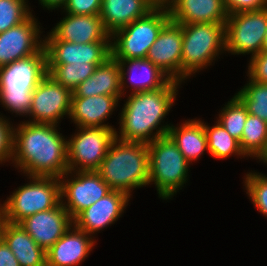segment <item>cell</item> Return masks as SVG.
I'll return each instance as SVG.
<instances>
[{
  "mask_svg": "<svg viewBox=\"0 0 267 266\" xmlns=\"http://www.w3.org/2000/svg\"><path fill=\"white\" fill-rule=\"evenodd\" d=\"M59 180L61 204L72 219L111 191L96 171L68 170Z\"/></svg>",
  "mask_w": 267,
  "mask_h": 266,
  "instance_id": "8fae6325",
  "label": "cell"
},
{
  "mask_svg": "<svg viewBox=\"0 0 267 266\" xmlns=\"http://www.w3.org/2000/svg\"><path fill=\"white\" fill-rule=\"evenodd\" d=\"M38 24L31 15L21 24L0 33V67L36 54L44 46Z\"/></svg>",
  "mask_w": 267,
  "mask_h": 266,
  "instance_id": "5bb4252c",
  "label": "cell"
},
{
  "mask_svg": "<svg viewBox=\"0 0 267 266\" xmlns=\"http://www.w3.org/2000/svg\"><path fill=\"white\" fill-rule=\"evenodd\" d=\"M96 95L122 96L119 62L112 55L72 91V97Z\"/></svg>",
  "mask_w": 267,
  "mask_h": 266,
  "instance_id": "cb8c5ba5",
  "label": "cell"
},
{
  "mask_svg": "<svg viewBox=\"0 0 267 266\" xmlns=\"http://www.w3.org/2000/svg\"><path fill=\"white\" fill-rule=\"evenodd\" d=\"M1 238L13 252L20 266H46V251L20 224L3 220Z\"/></svg>",
  "mask_w": 267,
  "mask_h": 266,
  "instance_id": "d4e9b609",
  "label": "cell"
},
{
  "mask_svg": "<svg viewBox=\"0 0 267 266\" xmlns=\"http://www.w3.org/2000/svg\"><path fill=\"white\" fill-rule=\"evenodd\" d=\"M180 84L170 80L158 90L129 94L120 113V132H116V137L123 141L149 144L167 135L172 124L162 126L161 122L169 114ZM154 130L156 132L153 133Z\"/></svg>",
  "mask_w": 267,
  "mask_h": 266,
  "instance_id": "7a4b0ae2",
  "label": "cell"
},
{
  "mask_svg": "<svg viewBox=\"0 0 267 266\" xmlns=\"http://www.w3.org/2000/svg\"><path fill=\"white\" fill-rule=\"evenodd\" d=\"M78 128V132L67 140L68 169L70 171H97L118 131L116 128Z\"/></svg>",
  "mask_w": 267,
  "mask_h": 266,
  "instance_id": "30bf717a",
  "label": "cell"
},
{
  "mask_svg": "<svg viewBox=\"0 0 267 266\" xmlns=\"http://www.w3.org/2000/svg\"><path fill=\"white\" fill-rule=\"evenodd\" d=\"M260 161H263L267 165V148L265 150V153L259 158Z\"/></svg>",
  "mask_w": 267,
  "mask_h": 266,
  "instance_id": "ab89813d",
  "label": "cell"
},
{
  "mask_svg": "<svg viewBox=\"0 0 267 266\" xmlns=\"http://www.w3.org/2000/svg\"><path fill=\"white\" fill-rule=\"evenodd\" d=\"M239 145L246 157L259 159L267 148V122L248 114Z\"/></svg>",
  "mask_w": 267,
  "mask_h": 266,
  "instance_id": "4316f807",
  "label": "cell"
},
{
  "mask_svg": "<svg viewBox=\"0 0 267 266\" xmlns=\"http://www.w3.org/2000/svg\"><path fill=\"white\" fill-rule=\"evenodd\" d=\"M117 61L120 67V88L122 95L125 94L124 90L129 87L127 83L130 81V85L133 87L131 93H137L158 90L163 88L171 80L162 70L146 58ZM126 78L129 80L128 82H126Z\"/></svg>",
  "mask_w": 267,
  "mask_h": 266,
  "instance_id": "44dd1931",
  "label": "cell"
},
{
  "mask_svg": "<svg viewBox=\"0 0 267 266\" xmlns=\"http://www.w3.org/2000/svg\"><path fill=\"white\" fill-rule=\"evenodd\" d=\"M170 19L179 24L226 23L224 0H167Z\"/></svg>",
  "mask_w": 267,
  "mask_h": 266,
  "instance_id": "ffe728a7",
  "label": "cell"
},
{
  "mask_svg": "<svg viewBox=\"0 0 267 266\" xmlns=\"http://www.w3.org/2000/svg\"><path fill=\"white\" fill-rule=\"evenodd\" d=\"M8 119L0 115V163L9 161L13 155V128Z\"/></svg>",
  "mask_w": 267,
  "mask_h": 266,
  "instance_id": "836d02e7",
  "label": "cell"
},
{
  "mask_svg": "<svg viewBox=\"0 0 267 266\" xmlns=\"http://www.w3.org/2000/svg\"><path fill=\"white\" fill-rule=\"evenodd\" d=\"M72 91L56 82L48 74L33 91L28 112L31 123L59 124L60 119L70 115Z\"/></svg>",
  "mask_w": 267,
  "mask_h": 266,
  "instance_id": "7c38bea8",
  "label": "cell"
},
{
  "mask_svg": "<svg viewBox=\"0 0 267 266\" xmlns=\"http://www.w3.org/2000/svg\"><path fill=\"white\" fill-rule=\"evenodd\" d=\"M3 219L0 216V239H1V231H2Z\"/></svg>",
  "mask_w": 267,
  "mask_h": 266,
  "instance_id": "b9f144b4",
  "label": "cell"
},
{
  "mask_svg": "<svg viewBox=\"0 0 267 266\" xmlns=\"http://www.w3.org/2000/svg\"><path fill=\"white\" fill-rule=\"evenodd\" d=\"M224 106L217 121L231 136L240 141L248 115L247 108L236 95Z\"/></svg>",
  "mask_w": 267,
  "mask_h": 266,
  "instance_id": "4dcf8cb0",
  "label": "cell"
},
{
  "mask_svg": "<svg viewBox=\"0 0 267 266\" xmlns=\"http://www.w3.org/2000/svg\"><path fill=\"white\" fill-rule=\"evenodd\" d=\"M74 224L46 251V266H78L88 257L95 239Z\"/></svg>",
  "mask_w": 267,
  "mask_h": 266,
  "instance_id": "d6986e66",
  "label": "cell"
},
{
  "mask_svg": "<svg viewBox=\"0 0 267 266\" xmlns=\"http://www.w3.org/2000/svg\"><path fill=\"white\" fill-rule=\"evenodd\" d=\"M179 126L175 127L172 124L167 135L191 164L192 161H197L201 154L208 150L204 125L199 119H188Z\"/></svg>",
  "mask_w": 267,
  "mask_h": 266,
  "instance_id": "484cf974",
  "label": "cell"
},
{
  "mask_svg": "<svg viewBox=\"0 0 267 266\" xmlns=\"http://www.w3.org/2000/svg\"><path fill=\"white\" fill-rule=\"evenodd\" d=\"M169 20L166 4L158 3L145 16L111 35V55L116 60L146 58L149 48Z\"/></svg>",
  "mask_w": 267,
  "mask_h": 266,
  "instance_id": "8992f818",
  "label": "cell"
},
{
  "mask_svg": "<svg viewBox=\"0 0 267 266\" xmlns=\"http://www.w3.org/2000/svg\"><path fill=\"white\" fill-rule=\"evenodd\" d=\"M122 96L96 95L90 97H72L69 118L77 127H101L114 129L105 124ZM111 114V115H110ZM108 117V118H107ZM104 123V124H103Z\"/></svg>",
  "mask_w": 267,
  "mask_h": 266,
  "instance_id": "7402d4cb",
  "label": "cell"
},
{
  "mask_svg": "<svg viewBox=\"0 0 267 266\" xmlns=\"http://www.w3.org/2000/svg\"><path fill=\"white\" fill-rule=\"evenodd\" d=\"M267 175L249 172L244 176V186L254 206L267 217Z\"/></svg>",
  "mask_w": 267,
  "mask_h": 266,
  "instance_id": "d6a6232c",
  "label": "cell"
},
{
  "mask_svg": "<svg viewBox=\"0 0 267 266\" xmlns=\"http://www.w3.org/2000/svg\"><path fill=\"white\" fill-rule=\"evenodd\" d=\"M44 38L59 39L77 44L111 42V34L105 29L100 15H74L68 13Z\"/></svg>",
  "mask_w": 267,
  "mask_h": 266,
  "instance_id": "ac0fdd59",
  "label": "cell"
},
{
  "mask_svg": "<svg viewBox=\"0 0 267 266\" xmlns=\"http://www.w3.org/2000/svg\"><path fill=\"white\" fill-rule=\"evenodd\" d=\"M19 224L47 251L73 225V219L60 202L55 208L28 216Z\"/></svg>",
  "mask_w": 267,
  "mask_h": 266,
  "instance_id": "2e32d148",
  "label": "cell"
},
{
  "mask_svg": "<svg viewBox=\"0 0 267 266\" xmlns=\"http://www.w3.org/2000/svg\"><path fill=\"white\" fill-rule=\"evenodd\" d=\"M96 67L94 63L47 64V74L73 91L81 82L92 76Z\"/></svg>",
  "mask_w": 267,
  "mask_h": 266,
  "instance_id": "f1b7e54d",
  "label": "cell"
},
{
  "mask_svg": "<svg viewBox=\"0 0 267 266\" xmlns=\"http://www.w3.org/2000/svg\"><path fill=\"white\" fill-rule=\"evenodd\" d=\"M246 106L248 114L267 122V84L249 82L235 94Z\"/></svg>",
  "mask_w": 267,
  "mask_h": 266,
  "instance_id": "f546056e",
  "label": "cell"
},
{
  "mask_svg": "<svg viewBox=\"0 0 267 266\" xmlns=\"http://www.w3.org/2000/svg\"><path fill=\"white\" fill-rule=\"evenodd\" d=\"M129 200L130 197L126 193L111 190L90 207L81 211L73 219V224L92 236L118 220Z\"/></svg>",
  "mask_w": 267,
  "mask_h": 266,
  "instance_id": "e0dca14e",
  "label": "cell"
},
{
  "mask_svg": "<svg viewBox=\"0 0 267 266\" xmlns=\"http://www.w3.org/2000/svg\"><path fill=\"white\" fill-rule=\"evenodd\" d=\"M102 0H67L63 9L74 15H99Z\"/></svg>",
  "mask_w": 267,
  "mask_h": 266,
  "instance_id": "e575fe53",
  "label": "cell"
},
{
  "mask_svg": "<svg viewBox=\"0 0 267 266\" xmlns=\"http://www.w3.org/2000/svg\"><path fill=\"white\" fill-rule=\"evenodd\" d=\"M203 125L207 138V151L211 156L218 159H225L232 154L245 157V154L241 151L239 141L231 136L218 121L212 127L206 125L204 121Z\"/></svg>",
  "mask_w": 267,
  "mask_h": 266,
  "instance_id": "83f0119b",
  "label": "cell"
},
{
  "mask_svg": "<svg viewBox=\"0 0 267 266\" xmlns=\"http://www.w3.org/2000/svg\"><path fill=\"white\" fill-rule=\"evenodd\" d=\"M47 64H102L111 56V42L70 43L44 39Z\"/></svg>",
  "mask_w": 267,
  "mask_h": 266,
  "instance_id": "9a60e30c",
  "label": "cell"
},
{
  "mask_svg": "<svg viewBox=\"0 0 267 266\" xmlns=\"http://www.w3.org/2000/svg\"><path fill=\"white\" fill-rule=\"evenodd\" d=\"M0 266H20L13 252L2 238L0 239Z\"/></svg>",
  "mask_w": 267,
  "mask_h": 266,
  "instance_id": "74e56055",
  "label": "cell"
},
{
  "mask_svg": "<svg viewBox=\"0 0 267 266\" xmlns=\"http://www.w3.org/2000/svg\"><path fill=\"white\" fill-rule=\"evenodd\" d=\"M96 172L111 190L122 191L131 198L134 188L149 185L148 145L115 137Z\"/></svg>",
  "mask_w": 267,
  "mask_h": 266,
  "instance_id": "3957f363",
  "label": "cell"
},
{
  "mask_svg": "<svg viewBox=\"0 0 267 266\" xmlns=\"http://www.w3.org/2000/svg\"><path fill=\"white\" fill-rule=\"evenodd\" d=\"M229 14L258 10L267 7V0H224Z\"/></svg>",
  "mask_w": 267,
  "mask_h": 266,
  "instance_id": "8d00e7d4",
  "label": "cell"
},
{
  "mask_svg": "<svg viewBox=\"0 0 267 266\" xmlns=\"http://www.w3.org/2000/svg\"><path fill=\"white\" fill-rule=\"evenodd\" d=\"M55 124L20 122L13 130L12 163L26 176H63L68 169L67 138Z\"/></svg>",
  "mask_w": 267,
  "mask_h": 266,
  "instance_id": "6da1fadb",
  "label": "cell"
},
{
  "mask_svg": "<svg viewBox=\"0 0 267 266\" xmlns=\"http://www.w3.org/2000/svg\"><path fill=\"white\" fill-rule=\"evenodd\" d=\"M30 182L0 204L4 221L19 224L26 217L55 208L61 202L60 180L56 177L29 176Z\"/></svg>",
  "mask_w": 267,
  "mask_h": 266,
  "instance_id": "ba28073f",
  "label": "cell"
},
{
  "mask_svg": "<svg viewBox=\"0 0 267 266\" xmlns=\"http://www.w3.org/2000/svg\"><path fill=\"white\" fill-rule=\"evenodd\" d=\"M31 15L27 0H0V33L21 24Z\"/></svg>",
  "mask_w": 267,
  "mask_h": 266,
  "instance_id": "1f68e13d",
  "label": "cell"
},
{
  "mask_svg": "<svg viewBox=\"0 0 267 266\" xmlns=\"http://www.w3.org/2000/svg\"><path fill=\"white\" fill-rule=\"evenodd\" d=\"M262 51H267V31H266Z\"/></svg>",
  "mask_w": 267,
  "mask_h": 266,
  "instance_id": "60d3db41",
  "label": "cell"
},
{
  "mask_svg": "<svg viewBox=\"0 0 267 266\" xmlns=\"http://www.w3.org/2000/svg\"><path fill=\"white\" fill-rule=\"evenodd\" d=\"M147 145L149 184H155L161 199H171L188 181L190 163L168 135L156 138Z\"/></svg>",
  "mask_w": 267,
  "mask_h": 266,
  "instance_id": "52a82bcc",
  "label": "cell"
},
{
  "mask_svg": "<svg viewBox=\"0 0 267 266\" xmlns=\"http://www.w3.org/2000/svg\"><path fill=\"white\" fill-rule=\"evenodd\" d=\"M67 0H39L43 8H47V10H55L57 8H63Z\"/></svg>",
  "mask_w": 267,
  "mask_h": 266,
  "instance_id": "f35d334b",
  "label": "cell"
},
{
  "mask_svg": "<svg viewBox=\"0 0 267 266\" xmlns=\"http://www.w3.org/2000/svg\"><path fill=\"white\" fill-rule=\"evenodd\" d=\"M44 46L29 57L0 67V102L16 115L28 116L35 88L47 75Z\"/></svg>",
  "mask_w": 267,
  "mask_h": 266,
  "instance_id": "277c9868",
  "label": "cell"
},
{
  "mask_svg": "<svg viewBox=\"0 0 267 266\" xmlns=\"http://www.w3.org/2000/svg\"><path fill=\"white\" fill-rule=\"evenodd\" d=\"M267 31V7L232 13L225 23V50L233 55L251 53V58L262 51Z\"/></svg>",
  "mask_w": 267,
  "mask_h": 266,
  "instance_id": "9c48e42d",
  "label": "cell"
},
{
  "mask_svg": "<svg viewBox=\"0 0 267 266\" xmlns=\"http://www.w3.org/2000/svg\"><path fill=\"white\" fill-rule=\"evenodd\" d=\"M247 73L251 80L267 84V51H261L250 58Z\"/></svg>",
  "mask_w": 267,
  "mask_h": 266,
  "instance_id": "d590c367",
  "label": "cell"
},
{
  "mask_svg": "<svg viewBox=\"0 0 267 266\" xmlns=\"http://www.w3.org/2000/svg\"><path fill=\"white\" fill-rule=\"evenodd\" d=\"M158 3H165L167 0H155Z\"/></svg>",
  "mask_w": 267,
  "mask_h": 266,
  "instance_id": "7bdbcfd3",
  "label": "cell"
},
{
  "mask_svg": "<svg viewBox=\"0 0 267 266\" xmlns=\"http://www.w3.org/2000/svg\"><path fill=\"white\" fill-rule=\"evenodd\" d=\"M182 35L181 83L226 51L225 23L182 24Z\"/></svg>",
  "mask_w": 267,
  "mask_h": 266,
  "instance_id": "5b68a950",
  "label": "cell"
},
{
  "mask_svg": "<svg viewBox=\"0 0 267 266\" xmlns=\"http://www.w3.org/2000/svg\"><path fill=\"white\" fill-rule=\"evenodd\" d=\"M182 24L169 20L149 48L146 59L171 80L181 83Z\"/></svg>",
  "mask_w": 267,
  "mask_h": 266,
  "instance_id": "4fadbf2b",
  "label": "cell"
},
{
  "mask_svg": "<svg viewBox=\"0 0 267 266\" xmlns=\"http://www.w3.org/2000/svg\"><path fill=\"white\" fill-rule=\"evenodd\" d=\"M155 0H102L100 18L112 35L116 30L131 24L151 11Z\"/></svg>",
  "mask_w": 267,
  "mask_h": 266,
  "instance_id": "603a6c76",
  "label": "cell"
}]
</instances>
